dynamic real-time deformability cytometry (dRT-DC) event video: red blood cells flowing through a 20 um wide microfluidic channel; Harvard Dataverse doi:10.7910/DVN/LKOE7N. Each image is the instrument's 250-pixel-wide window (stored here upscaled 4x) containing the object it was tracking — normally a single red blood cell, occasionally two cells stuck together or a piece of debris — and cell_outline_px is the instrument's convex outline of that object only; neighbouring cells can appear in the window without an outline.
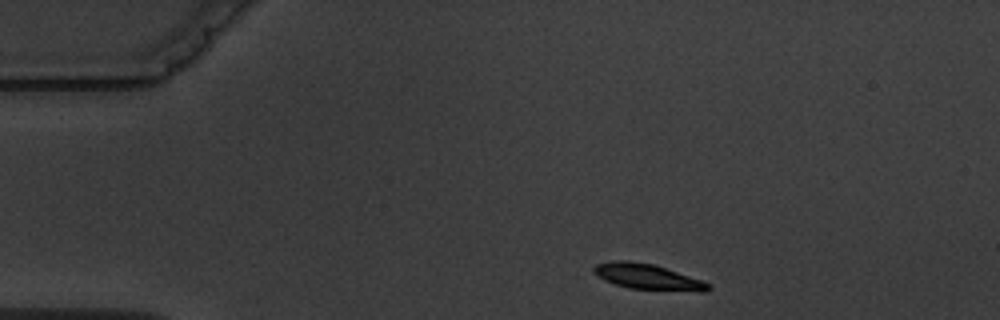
{"species": "common noctule bat (a hibernating species)", "species_latin": "Nyctalus noctula", "temperature_condition": "warm", "stored_images_in_passage": 2, "camera_frame_rate_fps": 3000, "um_per_image_px": 0.085, "animal": {"sex": "male", "body_mass_g": 19.5, "forearm_length_mm": 54.6}, "frame": {"image": 1, "passage_image": 1, "time_ms": 0.0, "image_size_px": [1000, 320], "cell_outline_px": [[712, 288], [704, 292], [700, 292], [628, 288], [604, 280], [592, 272], [592, 268], [596, 264], [612, 260], [628, 260], [652, 264], [704, 280], [712, 284]], "centroid_in_image_um": [55.08, 23.53], "position_along_channel_um": 29.9, "area_um2": 17.28}}